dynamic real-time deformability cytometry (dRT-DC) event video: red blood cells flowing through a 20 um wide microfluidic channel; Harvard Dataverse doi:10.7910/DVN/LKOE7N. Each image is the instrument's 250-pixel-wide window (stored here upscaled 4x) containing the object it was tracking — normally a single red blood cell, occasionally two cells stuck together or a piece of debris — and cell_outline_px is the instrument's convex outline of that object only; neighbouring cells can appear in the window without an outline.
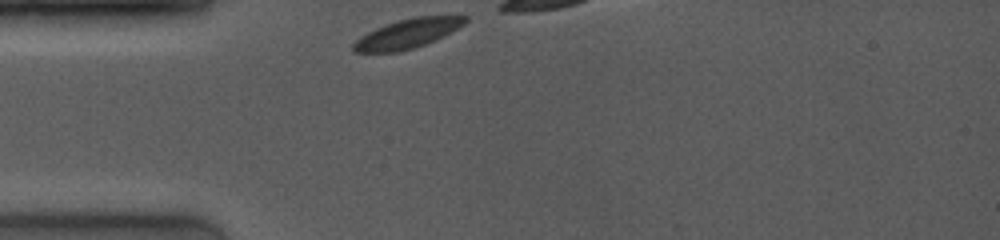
{"species": "common noctule bat (a hibernating species)", "species_latin": "Nyctalus noctula", "temperature_condition": "room temperature", "stored_images_in_passage": 13, "camera_frame_rate_fps": 4000, "um_per_image_px": 0.085, "animal": {"sex": "female", "body_mass_g": 19.0, "forearm_length_mm": 53.3}, "frame": {"image": 1, "passage_image": 1, "time_ms": 0.0, "image_size_px": [1000, 240], "cell_outline_px": [[468, 20], [464, 24], [452, 32], [436, 40], [412, 48], [396, 52], [352, 52], [352, 44], [360, 36], [376, 28], [396, 20], [416, 16], [468, 16]], "centroid_in_image_um": [34.63, 2.85], "position_along_channel_um": 50.4, "area_um2": 19.07}}